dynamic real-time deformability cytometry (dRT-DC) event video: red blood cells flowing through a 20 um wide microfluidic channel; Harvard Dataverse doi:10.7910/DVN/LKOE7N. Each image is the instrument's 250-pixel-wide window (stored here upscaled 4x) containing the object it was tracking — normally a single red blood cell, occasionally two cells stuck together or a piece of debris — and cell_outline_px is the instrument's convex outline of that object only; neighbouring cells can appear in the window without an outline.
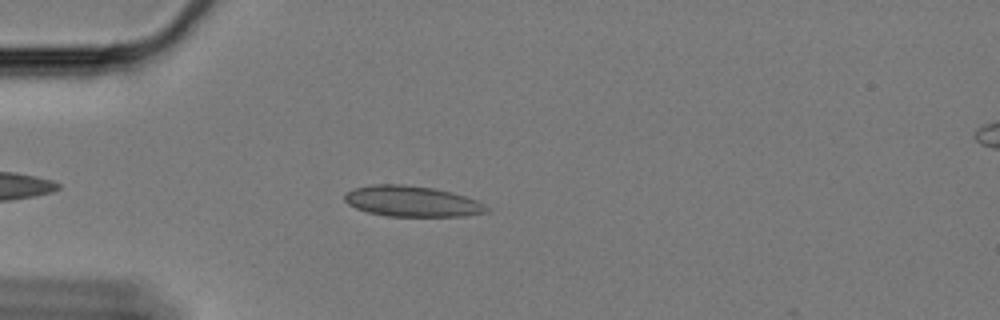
{"species": "Egyptian fruit bat (a non-hibernating species)", "species_latin": "Rousettus aegyptiacus", "temperature_condition": "cold", "stored_images_in_passage": 23, "camera_frame_rate_fps": 3000, "um_per_image_px": 0.085, "animal": {"sex": "female"}, "frame": {"image": 1, "passage_image": 7, "time_ms": 2.0, "image_size_px": [1000, 320], "cell_outline_px": [[488, 208], [484, 212], [464, 216], [388, 216], [368, 212], [356, 208], [348, 204], [344, 200], [344, 192], [356, 188], [372, 184], [404, 184], [432, 188], [464, 196], [476, 200], [484, 204]], "centroid_in_image_um": [34.95, 17.11], "position_along_channel_um": 50.0, "area_um2": 25.14}}
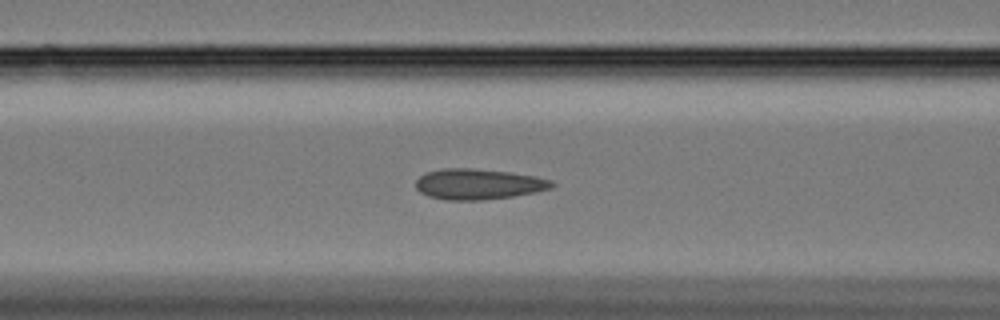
{"frame": {"image": 2, "passage_image": 15, "time_ms": 4.667, "image_size_px": [1000, 320], "cell_outline_px": [[556, 184], [552, 188], [536, 192], [512, 196], [484, 200], [448, 200], [428, 196], [420, 192], [416, 188], [416, 180], [424, 172], [444, 168], [472, 168], [508, 172], [536, 176], [552, 180]], "centroid_in_image_um": [40.66, 15.65], "position_along_channel_um": 125.9, "area_um2": 24.39}}
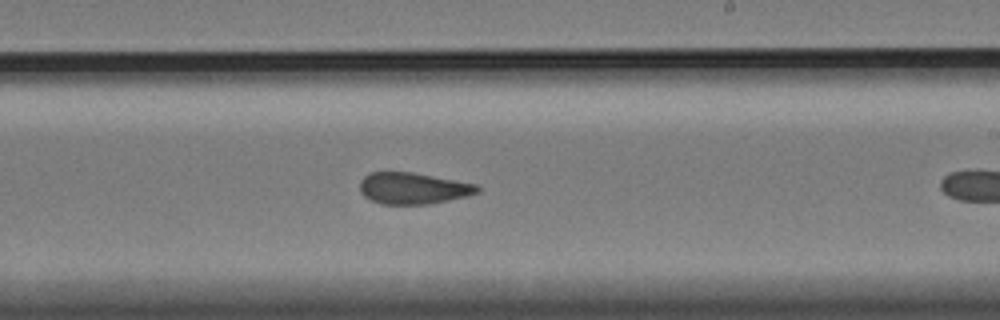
{"frame": {"image": 3, "passage_image": 22, "time_ms": 7.0, "image_size_px": [1000, 320], "cell_outline_px": [[480, 192], [468, 196], [428, 204], [380, 204], [364, 196], [360, 192], [360, 180], [368, 172], [412, 172], [476, 184], [480, 188]], "centroid_in_image_um": [35.1, 16.0], "position_along_channel_um": 253.9, "area_um2": 21.56}}